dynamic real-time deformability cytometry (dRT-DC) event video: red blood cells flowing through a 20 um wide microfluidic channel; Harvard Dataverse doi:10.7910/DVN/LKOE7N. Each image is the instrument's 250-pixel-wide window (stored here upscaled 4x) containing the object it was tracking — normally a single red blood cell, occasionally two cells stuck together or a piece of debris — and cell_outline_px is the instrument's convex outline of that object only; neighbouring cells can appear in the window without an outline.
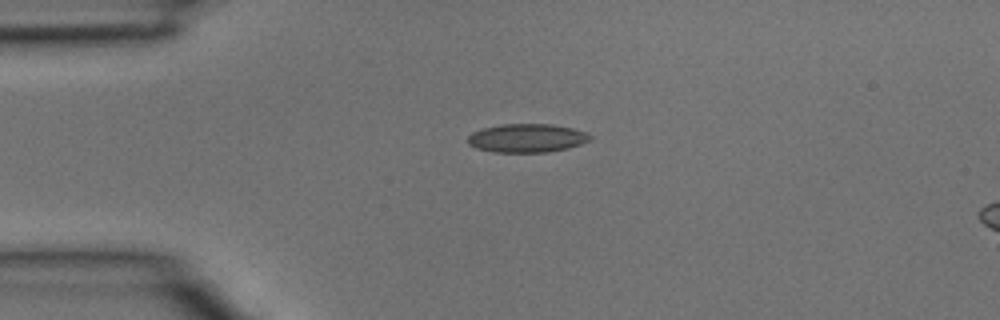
{"species": "common noctule bat (a hibernating species)", "species_latin": "Nyctalus noctula", "temperature_condition": "room temperature", "stored_images_in_passage": 30, "camera_frame_rate_fps": 3000, "um_per_image_px": 0.085, "animal": {"sex": "male", "body_mass_g": 15.6}, "frame": {"image": 1, "passage_image": 1, "time_ms": 0.0, "image_size_px": [1000, 320], "cell_outline_px": [[592, 140], [568, 148], [548, 152], [492, 152], [476, 148], [468, 144], [468, 136], [472, 132], [484, 128], [504, 124], [552, 124], [572, 128], [588, 132], [592, 136]], "centroid_in_image_um": [44.82, 11.74], "position_along_channel_um": 40.2, "area_um2": 20.46}}
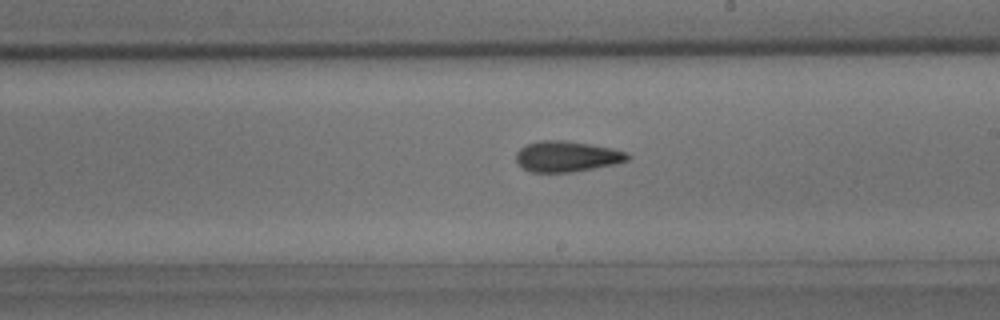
{"frame": {"image": 2, "passage_image": 14, "time_ms": 4.333, "image_size_px": [1000, 320], "cell_outline_px": [[632, 156], [628, 160], [616, 164], [572, 172], [532, 172], [524, 168], [516, 160], [516, 152], [524, 144], [540, 140], [564, 140], [612, 148], [628, 152]], "centroid_in_image_um": [48.2, 13.29], "position_along_channel_um": 240.8, "area_um2": 20.06}}
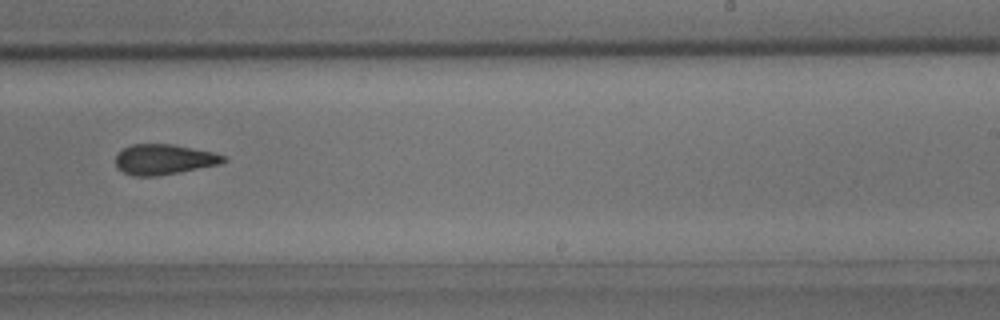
{"frame": {"image": 3, "passage_image": 16, "time_ms": 5.0, "image_size_px": [1000, 320], "cell_outline_px": [[228, 160], [220, 164], [156, 176], [132, 176], [116, 168], [116, 156], [124, 148], [132, 144], [172, 144], [212, 152], [228, 156]], "centroid_in_image_um": [13.95, 13.55], "position_along_channel_um": 275.1, "area_um2": 18.96}}